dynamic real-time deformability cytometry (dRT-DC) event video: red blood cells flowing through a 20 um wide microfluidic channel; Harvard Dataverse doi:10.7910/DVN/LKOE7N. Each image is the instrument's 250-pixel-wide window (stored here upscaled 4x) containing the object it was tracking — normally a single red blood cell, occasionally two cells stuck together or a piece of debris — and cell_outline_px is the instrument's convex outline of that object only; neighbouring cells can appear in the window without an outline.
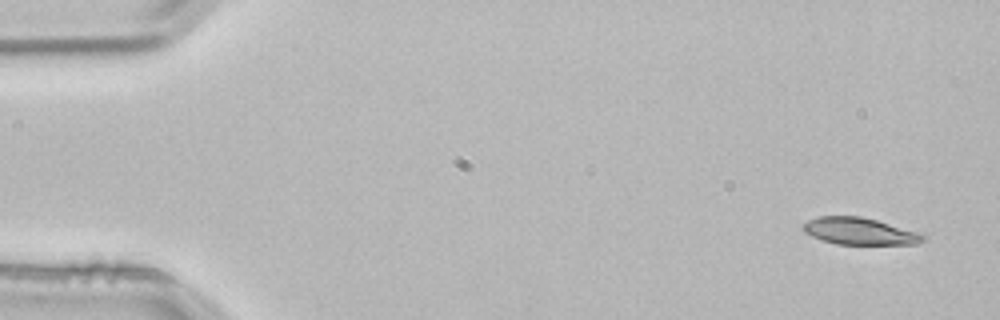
{"species": "common noctule bat (a hibernating species)", "species_latin": "Nyctalus noctula", "temperature_condition": "room temperature", "stored_images_in_passage": 4, "camera_frame_rate_fps": 3000, "um_per_image_px": 0.085, "animal": {"sex": "male", "body_mass_g": 21.5, "forearm_length_mm": 52.0}, "frame": {"image": 1, "passage_image": 1, "time_ms": 0.0, "image_size_px": [1000, 320], "cell_outline_px": [[928, 236], [924, 240], [916, 244], [836, 244], [820, 240], [804, 232], [800, 228], [808, 220], [816, 216], [860, 216], [924, 232]], "centroid_in_image_um": [73.11, 19.65], "position_along_channel_um": 11.9, "area_um2": 19.25}}